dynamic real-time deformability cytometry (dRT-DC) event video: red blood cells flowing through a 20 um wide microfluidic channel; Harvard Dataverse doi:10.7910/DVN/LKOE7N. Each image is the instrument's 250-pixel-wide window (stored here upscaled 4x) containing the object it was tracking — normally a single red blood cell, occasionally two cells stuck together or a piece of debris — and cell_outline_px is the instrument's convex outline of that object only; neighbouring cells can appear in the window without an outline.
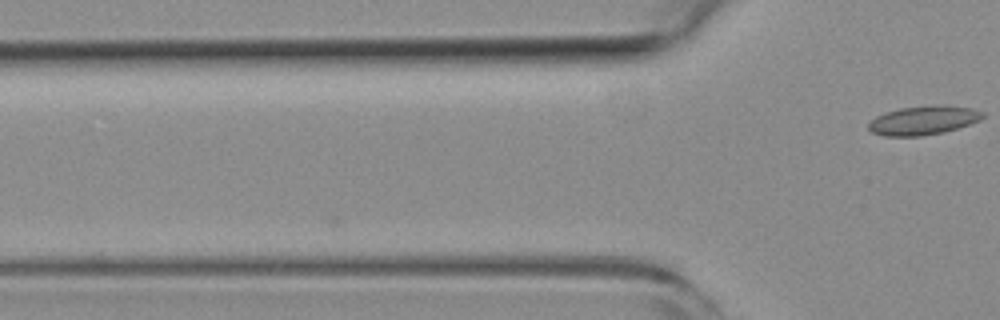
{"species": "common noctule bat (a hibernating species)", "species_latin": "Nyctalus noctula", "temperature_condition": "room temperature", "stored_images_in_passage": 5, "camera_frame_rate_fps": 3000, "um_per_image_px": 0.085, "animal": {"sex": "female", "body_mass_g": 19.3, "forearm_length_mm": 54.1}, "frame": {"image": 1, "passage_image": 5, "time_ms": 1.333, "image_size_px": [1000, 320], "cell_outline_px": [[984, 116], [980, 120], [944, 132], [920, 136], [884, 136], [872, 132], [868, 128], [868, 124], [876, 116], [900, 108], [936, 104], [940, 104], [972, 108], [984, 112]], "centroid_in_image_um": [78.5, 10.22], "position_along_channel_um": 47.3, "area_um2": 19.19}}